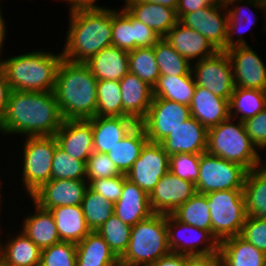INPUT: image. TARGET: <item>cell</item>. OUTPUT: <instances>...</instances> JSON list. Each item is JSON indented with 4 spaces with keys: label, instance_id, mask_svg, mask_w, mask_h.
Instances as JSON below:
<instances>
[{
    "label": "cell",
    "instance_id": "obj_45",
    "mask_svg": "<svg viewBox=\"0 0 266 266\" xmlns=\"http://www.w3.org/2000/svg\"><path fill=\"white\" fill-rule=\"evenodd\" d=\"M39 266H76V243L61 241L42 249Z\"/></svg>",
    "mask_w": 266,
    "mask_h": 266
},
{
    "label": "cell",
    "instance_id": "obj_57",
    "mask_svg": "<svg viewBox=\"0 0 266 266\" xmlns=\"http://www.w3.org/2000/svg\"><path fill=\"white\" fill-rule=\"evenodd\" d=\"M125 1H138V2H145V3H156L163 6H167L173 9H177L179 0H125Z\"/></svg>",
    "mask_w": 266,
    "mask_h": 266
},
{
    "label": "cell",
    "instance_id": "obj_40",
    "mask_svg": "<svg viewBox=\"0 0 266 266\" xmlns=\"http://www.w3.org/2000/svg\"><path fill=\"white\" fill-rule=\"evenodd\" d=\"M129 72L154 87L160 77V71L153 46L136 48L129 52Z\"/></svg>",
    "mask_w": 266,
    "mask_h": 266
},
{
    "label": "cell",
    "instance_id": "obj_39",
    "mask_svg": "<svg viewBox=\"0 0 266 266\" xmlns=\"http://www.w3.org/2000/svg\"><path fill=\"white\" fill-rule=\"evenodd\" d=\"M81 206L91 231H97L114 214V203L106 200L90 187L85 192Z\"/></svg>",
    "mask_w": 266,
    "mask_h": 266
},
{
    "label": "cell",
    "instance_id": "obj_3",
    "mask_svg": "<svg viewBox=\"0 0 266 266\" xmlns=\"http://www.w3.org/2000/svg\"><path fill=\"white\" fill-rule=\"evenodd\" d=\"M97 78L85 63L63 59L57 70L54 94L63 120L96 116Z\"/></svg>",
    "mask_w": 266,
    "mask_h": 266
},
{
    "label": "cell",
    "instance_id": "obj_28",
    "mask_svg": "<svg viewBox=\"0 0 266 266\" xmlns=\"http://www.w3.org/2000/svg\"><path fill=\"white\" fill-rule=\"evenodd\" d=\"M241 2L240 4H237ZM237 2V3H236ZM237 5H235V4ZM245 4V5H244ZM229 5L234 6L230 7ZM239 5V6H238ZM254 6L255 8L262 9L264 14H266V2L265 0H228L227 6V13H228V29H227V39H226V50L236 47V46H243L249 45L247 44L246 40L242 38V29L249 30L251 25H255V20L251 19L252 15L250 16L249 6ZM248 8V9H247ZM248 11V13H247ZM254 14V13H253ZM247 26V27H246ZM249 27V29H248ZM245 30V31H246ZM245 33V32H243ZM234 35L236 36V41L234 39Z\"/></svg>",
    "mask_w": 266,
    "mask_h": 266
},
{
    "label": "cell",
    "instance_id": "obj_18",
    "mask_svg": "<svg viewBox=\"0 0 266 266\" xmlns=\"http://www.w3.org/2000/svg\"><path fill=\"white\" fill-rule=\"evenodd\" d=\"M208 130L194 117L186 119L160 144L170 156L173 154H201L207 151Z\"/></svg>",
    "mask_w": 266,
    "mask_h": 266
},
{
    "label": "cell",
    "instance_id": "obj_13",
    "mask_svg": "<svg viewBox=\"0 0 266 266\" xmlns=\"http://www.w3.org/2000/svg\"><path fill=\"white\" fill-rule=\"evenodd\" d=\"M170 156L160 143L147 142L141 150L140 157L126 173V178L139 186L148 195L169 172Z\"/></svg>",
    "mask_w": 266,
    "mask_h": 266
},
{
    "label": "cell",
    "instance_id": "obj_16",
    "mask_svg": "<svg viewBox=\"0 0 266 266\" xmlns=\"http://www.w3.org/2000/svg\"><path fill=\"white\" fill-rule=\"evenodd\" d=\"M195 193V183L183 180L169 171L149 194L151 210L157 214H172Z\"/></svg>",
    "mask_w": 266,
    "mask_h": 266
},
{
    "label": "cell",
    "instance_id": "obj_50",
    "mask_svg": "<svg viewBox=\"0 0 266 266\" xmlns=\"http://www.w3.org/2000/svg\"><path fill=\"white\" fill-rule=\"evenodd\" d=\"M243 123L252 143L260 150L266 149V108Z\"/></svg>",
    "mask_w": 266,
    "mask_h": 266
},
{
    "label": "cell",
    "instance_id": "obj_21",
    "mask_svg": "<svg viewBox=\"0 0 266 266\" xmlns=\"http://www.w3.org/2000/svg\"><path fill=\"white\" fill-rule=\"evenodd\" d=\"M164 39L191 64L213 56L218 50L198 31L180 21L167 33ZM195 60V61H194Z\"/></svg>",
    "mask_w": 266,
    "mask_h": 266
},
{
    "label": "cell",
    "instance_id": "obj_10",
    "mask_svg": "<svg viewBox=\"0 0 266 266\" xmlns=\"http://www.w3.org/2000/svg\"><path fill=\"white\" fill-rule=\"evenodd\" d=\"M166 226L171 252L187 256L219 253L220 243L211 230L199 229L178 221L172 214H166Z\"/></svg>",
    "mask_w": 266,
    "mask_h": 266
},
{
    "label": "cell",
    "instance_id": "obj_19",
    "mask_svg": "<svg viewBox=\"0 0 266 266\" xmlns=\"http://www.w3.org/2000/svg\"><path fill=\"white\" fill-rule=\"evenodd\" d=\"M58 146L74 159L85 161L94 152L92 124L87 120H63L54 135Z\"/></svg>",
    "mask_w": 266,
    "mask_h": 266
},
{
    "label": "cell",
    "instance_id": "obj_46",
    "mask_svg": "<svg viewBox=\"0 0 266 266\" xmlns=\"http://www.w3.org/2000/svg\"><path fill=\"white\" fill-rule=\"evenodd\" d=\"M201 154L170 155L169 171L179 178L195 183L199 177V160Z\"/></svg>",
    "mask_w": 266,
    "mask_h": 266
},
{
    "label": "cell",
    "instance_id": "obj_14",
    "mask_svg": "<svg viewBox=\"0 0 266 266\" xmlns=\"http://www.w3.org/2000/svg\"><path fill=\"white\" fill-rule=\"evenodd\" d=\"M226 9L227 6L213 4L192 13L184 14L179 21L185 26L198 31L218 51H226L228 29Z\"/></svg>",
    "mask_w": 266,
    "mask_h": 266
},
{
    "label": "cell",
    "instance_id": "obj_41",
    "mask_svg": "<svg viewBox=\"0 0 266 266\" xmlns=\"http://www.w3.org/2000/svg\"><path fill=\"white\" fill-rule=\"evenodd\" d=\"M96 116H123L119 81L99 80L97 82Z\"/></svg>",
    "mask_w": 266,
    "mask_h": 266
},
{
    "label": "cell",
    "instance_id": "obj_52",
    "mask_svg": "<svg viewBox=\"0 0 266 266\" xmlns=\"http://www.w3.org/2000/svg\"><path fill=\"white\" fill-rule=\"evenodd\" d=\"M184 266H220L219 254L185 255Z\"/></svg>",
    "mask_w": 266,
    "mask_h": 266
},
{
    "label": "cell",
    "instance_id": "obj_54",
    "mask_svg": "<svg viewBox=\"0 0 266 266\" xmlns=\"http://www.w3.org/2000/svg\"><path fill=\"white\" fill-rule=\"evenodd\" d=\"M11 89L5 74L0 70V118L4 115Z\"/></svg>",
    "mask_w": 266,
    "mask_h": 266
},
{
    "label": "cell",
    "instance_id": "obj_51",
    "mask_svg": "<svg viewBox=\"0 0 266 266\" xmlns=\"http://www.w3.org/2000/svg\"><path fill=\"white\" fill-rule=\"evenodd\" d=\"M135 26V49L154 46L161 37L150 27L133 17Z\"/></svg>",
    "mask_w": 266,
    "mask_h": 266
},
{
    "label": "cell",
    "instance_id": "obj_29",
    "mask_svg": "<svg viewBox=\"0 0 266 266\" xmlns=\"http://www.w3.org/2000/svg\"><path fill=\"white\" fill-rule=\"evenodd\" d=\"M18 233L4 243L0 239V266H39L42 250L22 231Z\"/></svg>",
    "mask_w": 266,
    "mask_h": 266
},
{
    "label": "cell",
    "instance_id": "obj_35",
    "mask_svg": "<svg viewBox=\"0 0 266 266\" xmlns=\"http://www.w3.org/2000/svg\"><path fill=\"white\" fill-rule=\"evenodd\" d=\"M195 86L191 71L181 76H160L153 87V98L168 99L189 106Z\"/></svg>",
    "mask_w": 266,
    "mask_h": 266
},
{
    "label": "cell",
    "instance_id": "obj_20",
    "mask_svg": "<svg viewBox=\"0 0 266 266\" xmlns=\"http://www.w3.org/2000/svg\"><path fill=\"white\" fill-rule=\"evenodd\" d=\"M119 83L123 117H130L139 124L149 111L153 100V87L130 72Z\"/></svg>",
    "mask_w": 266,
    "mask_h": 266
},
{
    "label": "cell",
    "instance_id": "obj_11",
    "mask_svg": "<svg viewBox=\"0 0 266 266\" xmlns=\"http://www.w3.org/2000/svg\"><path fill=\"white\" fill-rule=\"evenodd\" d=\"M191 72L197 86L206 88L214 95L230 100L235 89L231 61L226 51L196 61Z\"/></svg>",
    "mask_w": 266,
    "mask_h": 266
},
{
    "label": "cell",
    "instance_id": "obj_37",
    "mask_svg": "<svg viewBox=\"0 0 266 266\" xmlns=\"http://www.w3.org/2000/svg\"><path fill=\"white\" fill-rule=\"evenodd\" d=\"M172 215L183 223L199 229L211 230V214L205 194L195 193L188 201L180 205Z\"/></svg>",
    "mask_w": 266,
    "mask_h": 266
},
{
    "label": "cell",
    "instance_id": "obj_60",
    "mask_svg": "<svg viewBox=\"0 0 266 266\" xmlns=\"http://www.w3.org/2000/svg\"><path fill=\"white\" fill-rule=\"evenodd\" d=\"M266 151V150H265ZM265 158H266V156H265ZM266 160V159H265ZM264 160V162L262 163H260V167H262L265 171H266V161Z\"/></svg>",
    "mask_w": 266,
    "mask_h": 266
},
{
    "label": "cell",
    "instance_id": "obj_63",
    "mask_svg": "<svg viewBox=\"0 0 266 266\" xmlns=\"http://www.w3.org/2000/svg\"><path fill=\"white\" fill-rule=\"evenodd\" d=\"M265 2H266V0H265ZM265 20H266V16H265ZM265 24H266V21H265ZM264 28H265L264 30L266 31V25L264 26Z\"/></svg>",
    "mask_w": 266,
    "mask_h": 266
},
{
    "label": "cell",
    "instance_id": "obj_6",
    "mask_svg": "<svg viewBox=\"0 0 266 266\" xmlns=\"http://www.w3.org/2000/svg\"><path fill=\"white\" fill-rule=\"evenodd\" d=\"M169 253L166 214L154 213L131 227L127 250L119 262L127 266H150Z\"/></svg>",
    "mask_w": 266,
    "mask_h": 266
},
{
    "label": "cell",
    "instance_id": "obj_7",
    "mask_svg": "<svg viewBox=\"0 0 266 266\" xmlns=\"http://www.w3.org/2000/svg\"><path fill=\"white\" fill-rule=\"evenodd\" d=\"M205 195L212 235L218 242L240 235L247 217L243 189L213 191Z\"/></svg>",
    "mask_w": 266,
    "mask_h": 266
},
{
    "label": "cell",
    "instance_id": "obj_24",
    "mask_svg": "<svg viewBox=\"0 0 266 266\" xmlns=\"http://www.w3.org/2000/svg\"><path fill=\"white\" fill-rule=\"evenodd\" d=\"M189 108L191 116L207 130L230 117L229 100L197 85Z\"/></svg>",
    "mask_w": 266,
    "mask_h": 266
},
{
    "label": "cell",
    "instance_id": "obj_33",
    "mask_svg": "<svg viewBox=\"0 0 266 266\" xmlns=\"http://www.w3.org/2000/svg\"><path fill=\"white\" fill-rule=\"evenodd\" d=\"M148 141L144 128L137 124L107 153V156L122 174H126L140 157L141 150Z\"/></svg>",
    "mask_w": 266,
    "mask_h": 266
},
{
    "label": "cell",
    "instance_id": "obj_55",
    "mask_svg": "<svg viewBox=\"0 0 266 266\" xmlns=\"http://www.w3.org/2000/svg\"><path fill=\"white\" fill-rule=\"evenodd\" d=\"M185 255L177 253H169L150 266H184Z\"/></svg>",
    "mask_w": 266,
    "mask_h": 266
},
{
    "label": "cell",
    "instance_id": "obj_61",
    "mask_svg": "<svg viewBox=\"0 0 266 266\" xmlns=\"http://www.w3.org/2000/svg\"><path fill=\"white\" fill-rule=\"evenodd\" d=\"M114 266H127V265H125V264H122L121 262H118L116 265H114Z\"/></svg>",
    "mask_w": 266,
    "mask_h": 266
},
{
    "label": "cell",
    "instance_id": "obj_48",
    "mask_svg": "<svg viewBox=\"0 0 266 266\" xmlns=\"http://www.w3.org/2000/svg\"><path fill=\"white\" fill-rule=\"evenodd\" d=\"M240 236L266 253V219H254L247 216Z\"/></svg>",
    "mask_w": 266,
    "mask_h": 266
},
{
    "label": "cell",
    "instance_id": "obj_38",
    "mask_svg": "<svg viewBox=\"0 0 266 266\" xmlns=\"http://www.w3.org/2000/svg\"><path fill=\"white\" fill-rule=\"evenodd\" d=\"M153 48L160 76H181L191 71L192 64L164 38H161Z\"/></svg>",
    "mask_w": 266,
    "mask_h": 266
},
{
    "label": "cell",
    "instance_id": "obj_47",
    "mask_svg": "<svg viewBox=\"0 0 266 266\" xmlns=\"http://www.w3.org/2000/svg\"><path fill=\"white\" fill-rule=\"evenodd\" d=\"M116 165L105 153L94 151L86 162V181L90 184L95 179L121 175Z\"/></svg>",
    "mask_w": 266,
    "mask_h": 266
},
{
    "label": "cell",
    "instance_id": "obj_62",
    "mask_svg": "<svg viewBox=\"0 0 266 266\" xmlns=\"http://www.w3.org/2000/svg\"><path fill=\"white\" fill-rule=\"evenodd\" d=\"M0 185H2V184L0 183ZM0 193H2V192H1V187H0ZM0 202H2V201H1V194H0ZM0 204H2V203H0ZM0 207H1V205H0Z\"/></svg>",
    "mask_w": 266,
    "mask_h": 266
},
{
    "label": "cell",
    "instance_id": "obj_42",
    "mask_svg": "<svg viewBox=\"0 0 266 266\" xmlns=\"http://www.w3.org/2000/svg\"><path fill=\"white\" fill-rule=\"evenodd\" d=\"M98 232L105 242L109 245L111 251L120 259L127 250L131 226L122 222L115 214L105 221Z\"/></svg>",
    "mask_w": 266,
    "mask_h": 266
},
{
    "label": "cell",
    "instance_id": "obj_9",
    "mask_svg": "<svg viewBox=\"0 0 266 266\" xmlns=\"http://www.w3.org/2000/svg\"><path fill=\"white\" fill-rule=\"evenodd\" d=\"M246 173L247 170L240 164L206 151L200 155L199 177L195 182L196 192L207 194L213 191L243 189Z\"/></svg>",
    "mask_w": 266,
    "mask_h": 266
},
{
    "label": "cell",
    "instance_id": "obj_58",
    "mask_svg": "<svg viewBox=\"0 0 266 266\" xmlns=\"http://www.w3.org/2000/svg\"><path fill=\"white\" fill-rule=\"evenodd\" d=\"M6 24H5V21L3 19V15H2V12L0 10V53L2 51V48L4 47L3 43L5 41V38H6ZM1 58V57H0ZM2 59H0V63H1Z\"/></svg>",
    "mask_w": 266,
    "mask_h": 266
},
{
    "label": "cell",
    "instance_id": "obj_56",
    "mask_svg": "<svg viewBox=\"0 0 266 266\" xmlns=\"http://www.w3.org/2000/svg\"><path fill=\"white\" fill-rule=\"evenodd\" d=\"M62 1V0H61ZM69 3V10L72 9H92V8H106L95 4L97 0H64Z\"/></svg>",
    "mask_w": 266,
    "mask_h": 266
},
{
    "label": "cell",
    "instance_id": "obj_1",
    "mask_svg": "<svg viewBox=\"0 0 266 266\" xmlns=\"http://www.w3.org/2000/svg\"><path fill=\"white\" fill-rule=\"evenodd\" d=\"M62 122L53 91L11 90L5 113L0 118V132L26 137L54 136Z\"/></svg>",
    "mask_w": 266,
    "mask_h": 266
},
{
    "label": "cell",
    "instance_id": "obj_27",
    "mask_svg": "<svg viewBox=\"0 0 266 266\" xmlns=\"http://www.w3.org/2000/svg\"><path fill=\"white\" fill-rule=\"evenodd\" d=\"M220 266H265L266 253L240 235L227 238L219 245Z\"/></svg>",
    "mask_w": 266,
    "mask_h": 266
},
{
    "label": "cell",
    "instance_id": "obj_26",
    "mask_svg": "<svg viewBox=\"0 0 266 266\" xmlns=\"http://www.w3.org/2000/svg\"><path fill=\"white\" fill-rule=\"evenodd\" d=\"M85 64L98 81H120L129 72V52L109 46L92 56Z\"/></svg>",
    "mask_w": 266,
    "mask_h": 266
},
{
    "label": "cell",
    "instance_id": "obj_22",
    "mask_svg": "<svg viewBox=\"0 0 266 266\" xmlns=\"http://www.w3.org/2000/svg\"><path fill=\"white\" fill-rule=\"evenodd\" d=\"M114 214L122 222L132 227L154 213L150 207L149 195L125 178L121 196L114 203Z\"/></svg>",
    "mask_w": 266,
    "mask_h": 266
},
{
    "label": "cell",
    "instance_id": "obj_49",
    "mask_svg": "<svg viewBox=\"0 0 266 266\" xmlns=\"http://www.w3.org/2000/svg\"><path fill=\"white\" fill-rule=\"evenodd\" d=\"M126 174L93 180L89 187L108 201L115 203L121 196Z\"/></svg>",
    "mask_w": 266,
    "mask_h": 266
},
{
    "label": "cell",
    "instance_id": "obj_44",
    "mask_svg": "<svg viewBox=\"0 0 266 266\" xmlns=\"http://www.w3.org/2000/svg\"><path fill=\"white\" fill-rule=\"evenodd\" d=\"M51 179L86 181V162L72 158L57 146L53 154Z\"/></svg>",
    "mask_w": 266,
    "mask_h": 266
},
{
    "label": "cell",
    "instance_id": "obj_31",
    "mask_svg": "<svg viewBox=\"0 0 266 266\" xmlns=\"http://www.w3.org/2000/svg\"><path fill=\"white\" fill-rule=\"evenodd\" d=\"M33 204L35 213L23 219L24 223L21 231L41 250L61 242L50 210L41 208L34 201Z\"/></svg>",
    "mask_w": 266,
    "mask_h": 266
},
{
    "label": "cell",
    "instance_id": "obj_12",
    "mask_svg": "<svg viewBox=\"0 0 266 266\" xmlns=\"http://www.w3.org/2000/svg\"><path fill=\"white\" fill-rule=\"evenodd\" d=\"M191 117L189 106L163 98H153L145 118L139 123L149 142L160 143Z\"/></svg>",
    "mask_w": 266,
    "mask_h": 266
},
{
    "label": "cell",
    "instance_id": "obj_43",
    "mask_svg": "<svg viewBox=\"0 0 266 266\" xmlns=\"http://www.w3.org/2000/svg\"><path fill=\"white\" fill-rule=\"evenodd\" d=\"M112 46L127 52L135 50V26L133 16L123 7L112 9Z\"/></svg>",
    "mask_w": 266,
    "mask_h": 266
},
{
    "label": "cell",
    "instance_id": "obj_8",
    "mask_svg": "<svg viewBox=\"0 0 266 266\" xmlns=\"http://www.w3.org/2000/svg\"><path fill=\"white\" fill-rule=\"evenodd\" d=\"M57 146L55 136L26 137L21 180L29 196L51 180L53 154Z\"/></svg>",
    "mask_w": 266,
    "mask_h": 266
},
{
    "label": "cell",
    "instance_id": "obj_59",
    "mask_svg": "<svg viewBox=\"0 0 266 266\" xmlns=\"http://www.w3.org/2000/svg\"><path fill=\"white\" fill-rule=\"evenodd\" d=\"M214 5L226 6L228 0H209Z\"/></svg>",
    "mask_w": 266,
    "mask_h": 266
},
{
    "label": "cell",
    "instance_id": "obj_4",
    "mask_svg": "<svg viewBox=\"0 0 266 266\" xmlns=\"http://www.w3.org/2000/svg\"><path fill=\"white\" fill-rule=\"evenodd\" d=\"M62 52L58 54L38 50L2 59L0 70L5 74L11 90L54 91L56 74Z\"/></svg>",
    "mask_w": 266,
    "mask_h": 266
},
{
    "label": "cell",
    "instance_id": "obj_25",
    "mask_svg": "<svg viewBox=\"0 0 266 266\" xmlns=\"http://www.w3.org/2000/svg\"><path fill=\"white\" fill-rule=\"evenodd\" d=\"M123 6L135 19L152 28L161 38L178 23L176 9L156 3L125 1Z\"/></svg>",
    "mask_w": 266,
    "mask_h": 266
},
{
    "label": "cell",
    "instance_id": "obj_15",
    "mask_svg": "<svg viewBox=\"0 0 266 266\" xmlns=\"http://www.w3.org/2000/svg\"><path fill=\"white\" fill-rule=\"evenodd\" d=\"M231 61L235 87L266 91V66L249 45L226 50Z\"/></svg>",
    "mask_w": 266,
    "mask_h": 266
},
{
    "label": "cell",
    "instance_id": "obj_53",
    "mask_svg": "<svg viewBox=\"0 0 266 266\" xmlns=\"http://www.w3.org/2000/svg\"><path fill=\"white\" fill-rule=\"evenodd\" d=\"M210 5L213 4L209 0H179L176 14L180 19L184 14L192 13Z\"/></svg>",
    "mask_w": 266,
    "mask_h": 266
},
{
    "label": "cell",
    "instance_id": "obj_17",
    "mask_svg": "<svg viewBox=\"0 0 266 266\" xmlns=\"http://www.w3.org/2000/svg\"><path fill=\"white\" fill-rule=\"evenodd\" d=\"M88 187L87 181L51 179L29 198L47 210L60 206H76L82 204Z\"/></svg>",
    "mask_w": 266,
    "mask_h": 266
},
{
    "label": "cell",
    "instance_id": "obj_23",
    "mask_svg": "<svg viewBox=\"0 0 266 266\" xmlns=\"http://www.w3.org/2000/svg\"><path fill=\"white\" fill-rule=\"evenodd\" d=\"M92 124L93 149L107 154L137 123L130 117L95 116L88 119Z\"/></svg>",
    "mask_w": 266,
    "mask_h": 266
},
{
    "label": "cell",
    "instance_id": "obj_34",
    "mask_svg": "<svg viewBox=\"0 0 266 266\" xmlns=\"http://www.w3.org/2000/svg\"><path fill=\"white\" fill-rule=\"evenodd\" d=\"M243 194L246 215L254 219H266V171L262 167L247 171Z\"/></svg>",
    "mask_w": 266,
    "mask_h": 266
},
{
    "label": "cell",
    "instance_id": "obj_32",
    "mask_svg": "<svg viewBox=\"0 0 266 266\" xmlns=\"http://www.w3.org/2000/svg\"><path fill=\"white\" fill-rule=\"evenodd\" d=\"M119 259L102 236L91 231L76 244V266H114Z\"/></svg>",
    "mask_w": 266,
    "mask_h": 266
},
{
    "label": "cell",
    "instance_id": "obj_30",
    "mask_svg": "<svg viewBox=\"0 0 266 266\" xmlns=\"http://www.w3.org/2000/svg\"><path fill=\"white\" fill-rule=\"evenodd\" d=\"M60 241L79 243L90 232L81 205L60 206L50 209Z\"/></svg>",
    "mask_w": 266,
    "mask_h": 266
},
{
    "label": "cell",
    "instance_id": "obj_2",
    "mask_svg": "<svg viewBox=\"0 0 266 266\" xmlns=\"http://www.w3.org/2000/svg\"><path fill=\"white\" fill-rule=\"evenodd\" d=\"M69 12L63 59L85 63L102 49L112 46L111 9H72Z\"/></svg>",
    "mask_w": 266,
    "mask_h": 266
},
{
    "label": "cell",
    "instance_id": "obj_5",
    "mask_svg": "<svg viewBox=\"0 0 266 266\" xmlns=\"http://www.w3.org/2000/svg\"><path fill=\"white\" fill-rule=\"evenodd\" d=\"M234 118L220 122L208 129L207 152L230 162H235L247 171L259 167L263 162L259 149L246 133L244 123ZM258 149V150H257Z\"/></svg>",
    "mask_w": 266,
    "mask_h": 266
},
{
    "label": "cell",
    "instance_id": "obj_36",
    "mask_svg": "<svg viewBox=\"0 0 266 266\" xmlns=\"http://www.w3.org/2000/svg\"><path fill=\"white\" fill-rule=\"evenodd\" d=\"M229 108L231 118L244 122L266 108V91L235 87Z\"/></svg>",
    "mask_w": 266,
    "mask_h": 266
}]
</instances>
